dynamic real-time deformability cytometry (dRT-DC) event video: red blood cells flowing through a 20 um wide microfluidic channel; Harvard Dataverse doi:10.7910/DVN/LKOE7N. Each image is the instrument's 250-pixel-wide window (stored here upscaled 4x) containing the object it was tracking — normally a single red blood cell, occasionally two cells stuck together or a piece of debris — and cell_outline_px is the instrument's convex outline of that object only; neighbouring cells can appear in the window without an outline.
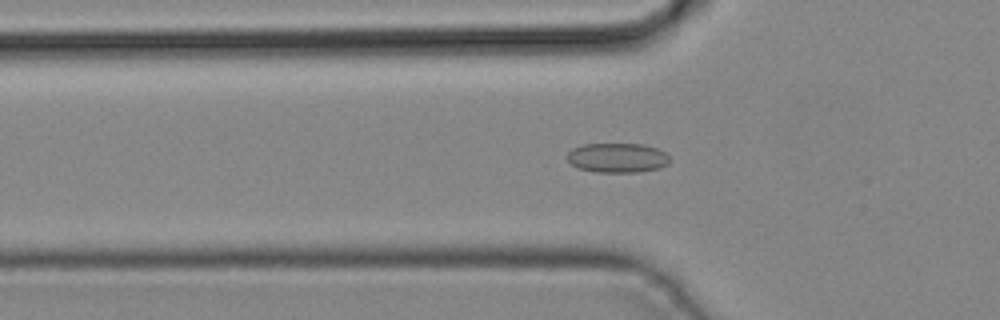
{"species": "common noctule bat (a hibernating species)", "species_latin": "Nyctalus noctula", "temperature_condition": "cold", "stored_images_in_passage": 42, "camera_frame_rate_fps": 3000, "um_per_image_px": 0.085, "animal": {"sex": "male", "body_mass_g": 19.2, "forearm_length_mm": 51.8}, "frame": {"image": 1, "passage_image": 12, "time_ms": 3.667, "image_size_px": [1000, 320], "cell_outline_px": [[668, 164], [660, 168], [640, 172], [596, 172], [580, 168], [572, 164], [568, 160], [568, 152], [572, 148], [584, 144], [644, 144], [656, 148], [664, 152], [668, 156]], "centroid_in_image_um": [52.49, 13.41], "position_along_channel_um": 73.3, "area_um2": 17.57}}
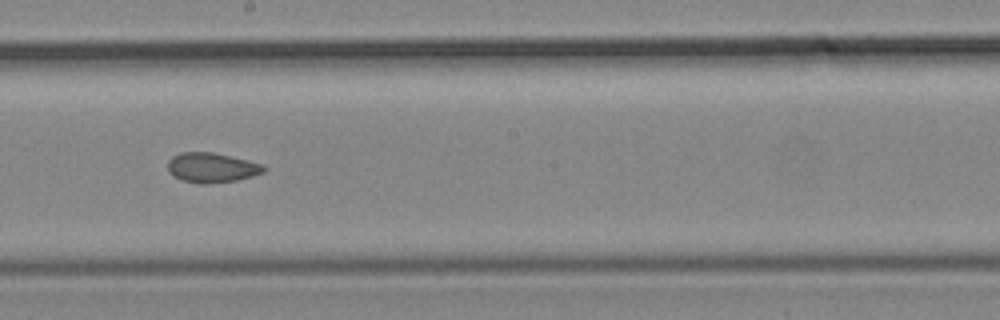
{"frame": {"image": 2, "passage_image": 22, "time_ms": 7.0, "image_size_px": [1000, 320], "cell_outline_px": [[268, 168], [264, 172], [252, 176], [236, 180], [208, 184], [200, 184], [180, 180], [168, 172], [168, 160], [172, 156], [180, 152], [212, 152], [264, 164]], "centroid_in_image_um": [17.99, 14.25], "position_along_channel_um": 230.2, "area_um2": 16.82}}
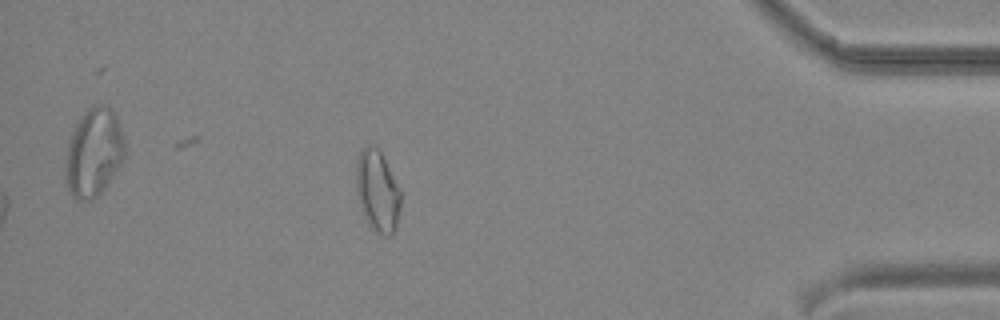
{"frame": {"image": 3, "passage_image": 36, "time_ms": 11.667, "image_size_px": [1000, 320], "cell_outline_px": [[400, 204], [396, 228], [392, 236], [384, 236], [376, 232], [368, 224], [364, 216], [356, 192], [356, 160], [360, 152], [368, 144], [372, 144], [380, 152], [400, 188]], "centroid_in_image_um": [32.07, 16.27], "position_along_channel_um": 403.1, "area_um2": 21.1}}